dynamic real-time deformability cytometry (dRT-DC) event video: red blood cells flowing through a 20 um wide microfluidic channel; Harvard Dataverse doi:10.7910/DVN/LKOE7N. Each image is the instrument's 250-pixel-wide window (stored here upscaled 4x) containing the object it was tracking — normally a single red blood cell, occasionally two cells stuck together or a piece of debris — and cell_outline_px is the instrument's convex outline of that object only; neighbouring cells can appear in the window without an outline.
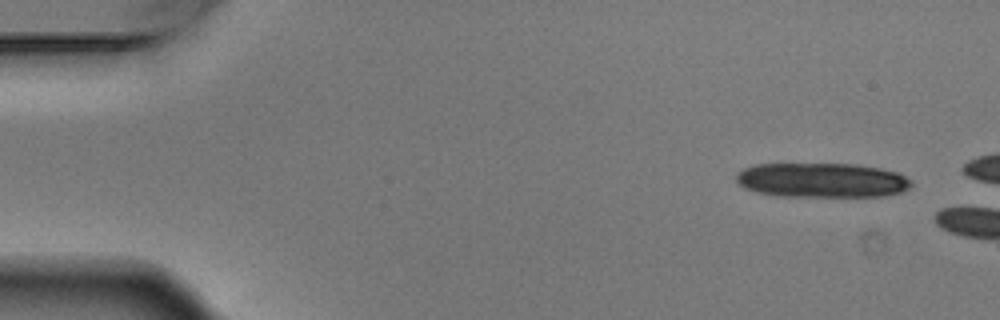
{"species": "Egyptian fruit bat (a non-hibernating species)", "species_latin": "Rousettus aegyptiacus", "temperature_condition": "warm", "stored_images_in_passage": 2, "camera_frame_rate_fps": 3000, "um_per_image_px": 0.085, "animal": {"sex": "male"}, "frame": {"image": 1, "passage_image": 1, "time_ms": 0.0, "image_size_px": [1000, 320], "cell_outline_px": [[912, 184], [908, 188], [900, 192], [884, 196], [776, 196], [756, 192], [740, 184], [736, 180], [736, 172], [744, 168], [756, 164], [856, 164], [880, 168], [896, 172], [912, 180]], "centroid_in_image_um": [69.86, 15.31], "position_along_channel_um": 15.1, "area_um2": 35.26}}